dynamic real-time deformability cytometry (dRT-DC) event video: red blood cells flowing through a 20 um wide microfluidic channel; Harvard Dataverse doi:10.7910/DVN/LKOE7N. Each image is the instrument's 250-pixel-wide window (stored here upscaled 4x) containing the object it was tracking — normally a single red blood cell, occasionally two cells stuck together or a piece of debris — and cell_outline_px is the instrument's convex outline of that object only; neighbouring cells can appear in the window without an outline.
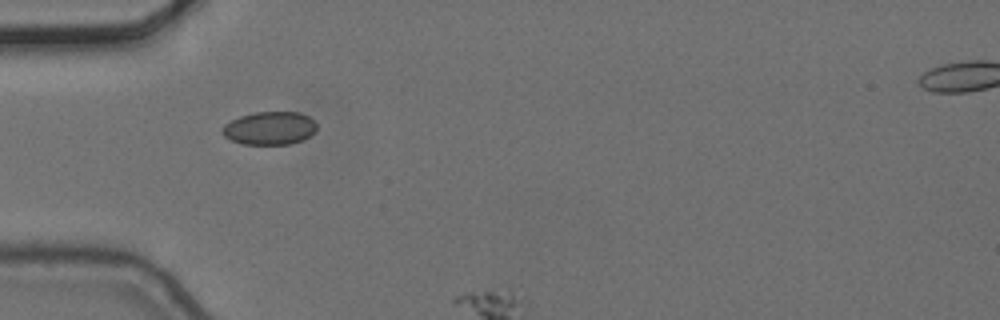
{"species": "common noctule bat (a hibernating species)", "species_latin": "Nyctalus noctula", "temperature_condition": "cold", "stored_images_in_passage": 2, "camera_frame_rate_fps": 3000, "um_per_image_px": 0.085, "animal": {"sex": "female", "body_mass_g": 24.6, "forearm_length_mm": 56.2}, "frame": {"image": 1, "passage_image": 1, "time_ms": 0.0, "image_size_px": [1000, 320], "cell_outline_px": [[316, 132], [304, 140], [288, 144], [240, 144], [224, 136], [220, 132], [220, 128], [224, 124], [240, 116], [252, 112], [300, 112], [308, 116], [316, 124]], "centroid_in_image_um": [22.9, 10.89], "position_along_channel_um": 62.1, "area_um2": 18.44}}